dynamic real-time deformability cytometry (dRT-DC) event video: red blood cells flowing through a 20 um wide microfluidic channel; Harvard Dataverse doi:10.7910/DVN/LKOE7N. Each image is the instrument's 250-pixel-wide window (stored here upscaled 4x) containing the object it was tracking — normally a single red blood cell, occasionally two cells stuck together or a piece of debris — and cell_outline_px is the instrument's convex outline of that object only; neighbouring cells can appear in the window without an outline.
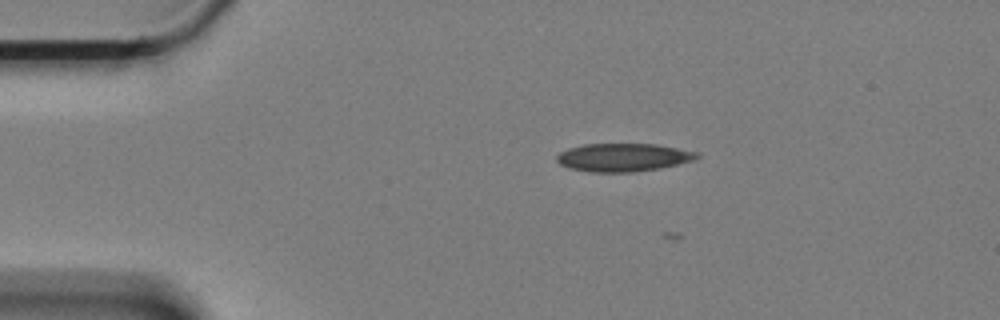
{"species": "Egyptian fruit bat (a non-hibernating species)", "species_latin": "Rousettus aegyptiacus", "temperature_condition": "cold", "stored_images_in_passage": 2, "camera_frame_rate_fps": 3000, "um_per_image_px": 0.085, "animal": {"sex": "female"}, "frame": {"image": 1, "passage_image": 1, "time_ms": 0.0, "image_size_px": [1000, 320], "cell_outline_px": [[700, 156], [692, 160], [660, 168], [636, 172], [588, 172], [568, 168], [560, 164], [556, 160], [556, 156], [560, 152], [568, 148], [584, 144], [656, 144], [700, 152]], "centroid_in_image_um": [52.95, 13.38], "position_along_channel_um": 32.1, "area_um2": 23.06}}